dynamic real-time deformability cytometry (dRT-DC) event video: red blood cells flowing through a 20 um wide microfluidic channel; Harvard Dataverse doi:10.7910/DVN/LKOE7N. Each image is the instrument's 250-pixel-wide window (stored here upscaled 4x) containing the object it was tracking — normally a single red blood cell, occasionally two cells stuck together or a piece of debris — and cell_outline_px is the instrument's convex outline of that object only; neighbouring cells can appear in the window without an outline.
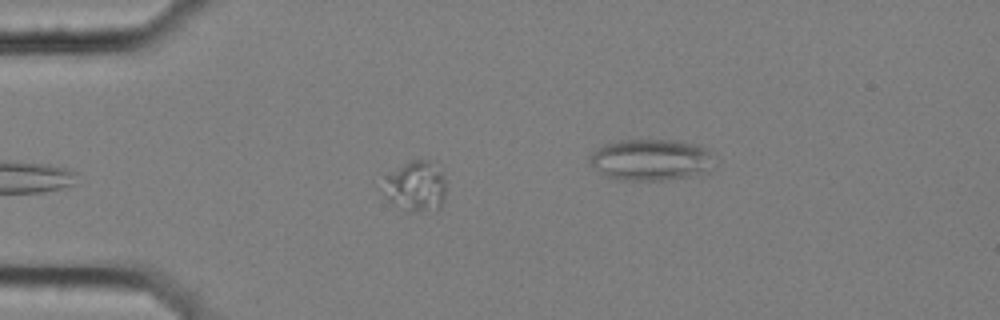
{"species": "common noctule bat (a hibernating species)", "species_latin": "Nyctalus noctula", "temperature_condition": "cold", "stored_images_in_passage": 3, "camera_frame_rate_fps": 3000, "um_per_image_px": 0.085, "animal": {"sex": "female", "body_mass_g": 25.1}, "frame": {"image": 1, "passage_image": 3, "time_ms": 0.667, "image_size_px": [1000, 320], "cell_outline_px": [[444, 196], [440, 208], [412, 208], [388, 200], [388, 176], [404, 164], [412, 160], [428, 160], [444, 176]], "centroid_in_image_um": [35.43, 15.76], "position_along_channel_um": 49.6, "area_um2": 16.36}}